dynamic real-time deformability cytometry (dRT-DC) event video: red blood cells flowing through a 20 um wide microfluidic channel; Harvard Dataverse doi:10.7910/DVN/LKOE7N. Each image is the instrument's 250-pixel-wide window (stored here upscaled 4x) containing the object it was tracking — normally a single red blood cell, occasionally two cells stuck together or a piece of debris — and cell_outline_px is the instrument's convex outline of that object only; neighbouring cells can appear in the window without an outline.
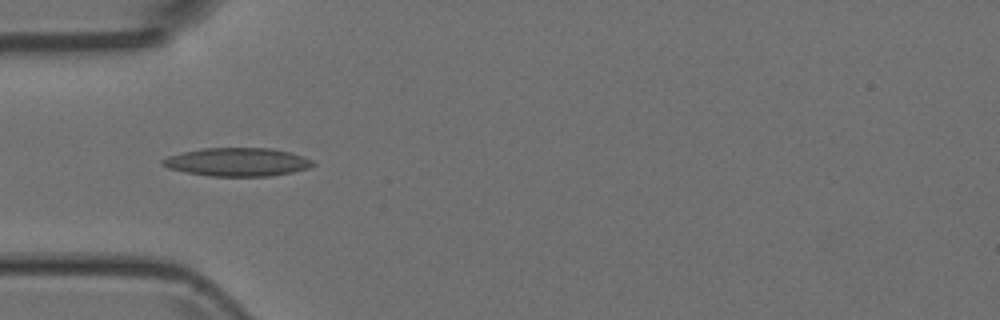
{"species": "Egyptian fruit bat (a non-hibernating species)", "species_latin": "Rousettus aegyptiacus", "temperature_condition": "room temperature", "stored_images_in_passage": 7, "camera_frame_rate_fps": 3000, "um_per_image_px": 0.085, "animal": {"sex": "female"}, "frame": {"image": 1, "passage_image": 5, "time_ms": 1.333, "image_size_px": [1000, 320], "cell_outline_px": [[316, 164], [308, 168], [292, 172], [268, 176], [208, 176], [184, 172], [168, 168], [160, 164], [160, 160], [168, 156], [200, 148], [272, 148], [292, 152], [304, 156], [312, 160]], "centroid_in_image_um": [20.17, 13.77], "position_along_channel_um": 64.8, "area_um2": 25.03}}
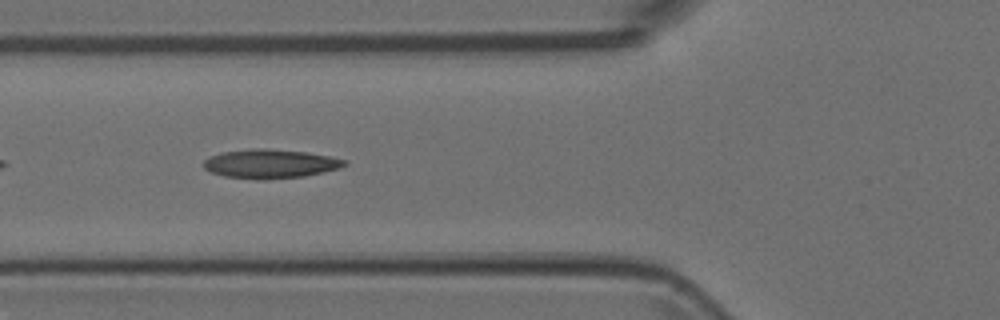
{"frame": {"image": 2, "passage_image": 6, "time_ms": 1.667, "image_size_px": [1000, 320], "cell_outline_px": [[348, 164], [340, 168], [324, 172], [304, 176], [264, 180], [260, 180], [224, 176], [212, 172], [204, 168], [204, 160], [208, 156], [220, 152], [252, 148], [268, 148], [308, 152], [332, 156], [348, 160]], "centroid_in_image_um": [23.0, 13.91], "position_along_channel_um": 102.8, "area_um2": 24.22}}
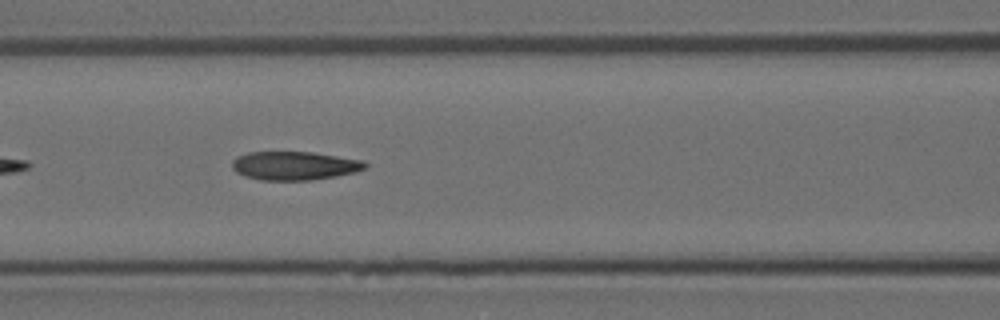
{"frame": {"image": 3, "passage_image": 7, "time_ms": 2.0, "image_size_px": [1000, 320], "cell_outline_px": [[368, 168], [356, 172], [336, 176], [312, 180], [260, 180], [244, 176], [236, 172], [232, 168], [232, 160], [236, 156], [248, 152], [312, 152], [364, 160], [368, 164]], "centroid_in_image_um": [25.04, 14.08], "position_along_channel_um": 141.6, "area_um2": 22.43}}